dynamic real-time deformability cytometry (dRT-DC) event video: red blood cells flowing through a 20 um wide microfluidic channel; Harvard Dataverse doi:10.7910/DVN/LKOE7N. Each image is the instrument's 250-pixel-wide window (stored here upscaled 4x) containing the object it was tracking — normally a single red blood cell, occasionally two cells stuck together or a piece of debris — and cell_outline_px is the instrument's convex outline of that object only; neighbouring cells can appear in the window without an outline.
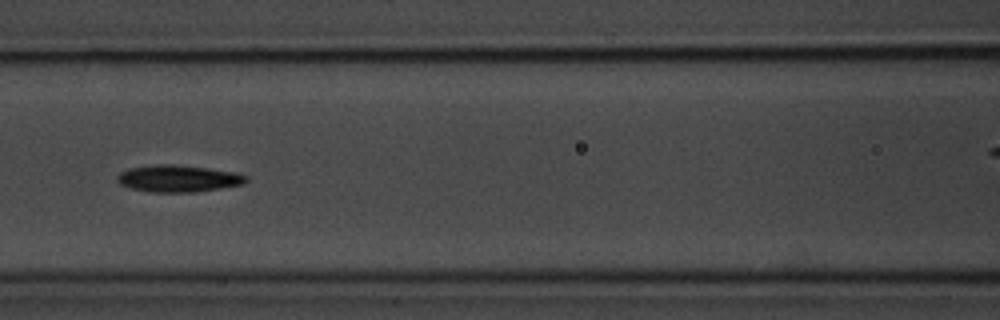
{"species": "common noctule bat (a hibernating species)", "species_latin": "Nyctalus noctula", "temperature_condition": "room temperature", "stored_images_in_passage": 8, "camera_frame_rate_fps": 3000, "um_per_image_px": 0.085, "animal": {"sex": "male", "body_mass_g": 20.1, "forearm_length_mm": 53.5}, "frame": {"image": 1, "passage_image": 7, "time_ms": 2.0, "image_size_px": [1000, 320], "cell_outline_px": [[248, 180], [244, 184], [196, 192], [148, 192], [128, 188], [120, 184], [116, 180], [116, 176], [120, 172], [128, 168], [160, 164], [172, 164], [208, 168], [232, 172], [248, 176]], "centroid_in_image_um": [15.11, 15.18], "position_along_channel_um": 151.5, "area_um2": 20.29}}